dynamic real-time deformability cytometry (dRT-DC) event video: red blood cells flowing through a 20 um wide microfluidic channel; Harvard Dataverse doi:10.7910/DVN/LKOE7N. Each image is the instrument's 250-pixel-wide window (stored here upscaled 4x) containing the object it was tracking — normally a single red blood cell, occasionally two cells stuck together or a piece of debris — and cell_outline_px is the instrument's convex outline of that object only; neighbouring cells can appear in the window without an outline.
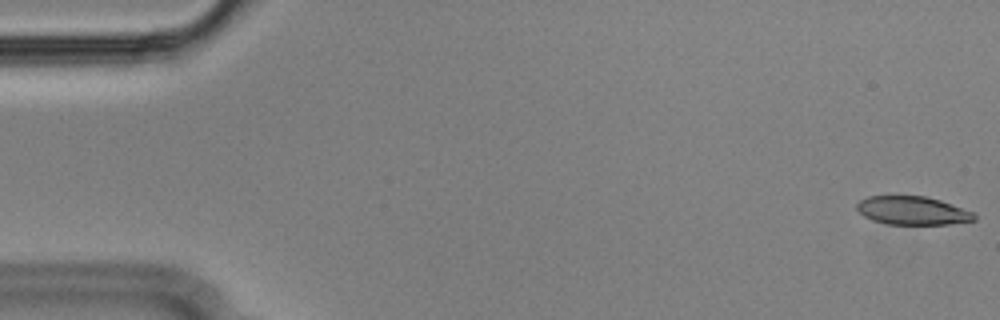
{"species": "Egyptian fruit bat (a non-hibernating species)", "species_latin": "Rousettus aegyptiacus", "temperature_condition": "cold", "stored_images_in_passage": 14, "camera_frame_rate_fps": 3000, "um_per_image_px": 0.085, "animal": {"sex": "male"}, "frame": {"image": 1, "passage_image": 1, "time_ms": 0.0, "image_size_px": [1000, 320], "cell_outline_px": [[976, 220], [948, 224], [888, 224], [872, 220], [864, 216], [856, 208], [856, 204], [860, 200], [868, 196], [924, 196], [940, 200], [972, 212], [976, 216]], "centroid_in_image_um": [77.53, 17.9], "position_along_channel_um": 7.5, "area_um2": 19.25}}